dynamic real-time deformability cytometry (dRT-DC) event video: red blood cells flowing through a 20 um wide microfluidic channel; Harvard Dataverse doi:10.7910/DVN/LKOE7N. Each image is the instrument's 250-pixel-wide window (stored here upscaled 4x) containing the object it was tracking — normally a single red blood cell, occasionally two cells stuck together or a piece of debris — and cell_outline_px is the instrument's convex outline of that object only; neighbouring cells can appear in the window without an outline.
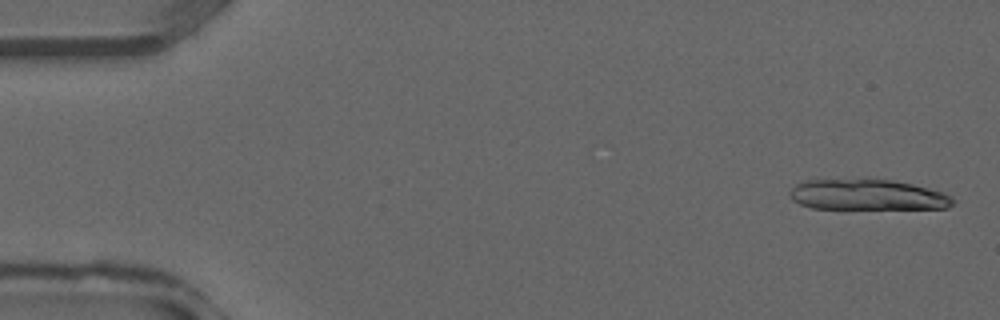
{"species": "common noctule bat (a hibernating species)", "species_latin": "Nyctalus noctula", "temperature_condition": "warm", "stored_images_in_passage": 37, "camera_frame_rate_fps": 3000, "um_per_image_px": 0.085, "animal": {"sex": "male", "forearm_length_mm": 52.5}, "frame": {"image": 1, "passage_image": 1, "time_ms": 0.0, "image_size_px": [1000, 320], "cell_outline_px": [[952, 204], [948, 208], [812, 208], [800, 204], [792, 200], [788, 192], [800, 180], [892, 180], [912, 184], [944, 192], [952, 196]], "centroid_in_image_um": [73.7, 16.56], "position_along_channel_um": 11.3, "area_um2": 28.78}}
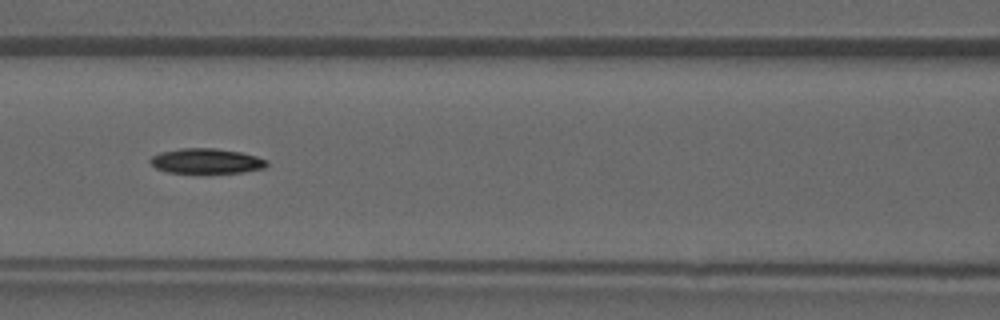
{"frame": {"image": 2, "passage_image": 16, "time_ms": 5.0, "image_size_px": [1000, 320], "cell_outline_px": [[268, 164], [264, 168], [244, 172], [168, 172], [156, 168], [148, 160], [152, 156], [160, 152], [180, 148], [216, 148], [240, 152], [256, 156], [268, 160]], "centroid_in_image_um": [17.55, 13.67], "position_along_channel_um": 149.1, "area_um2": 16.88}}
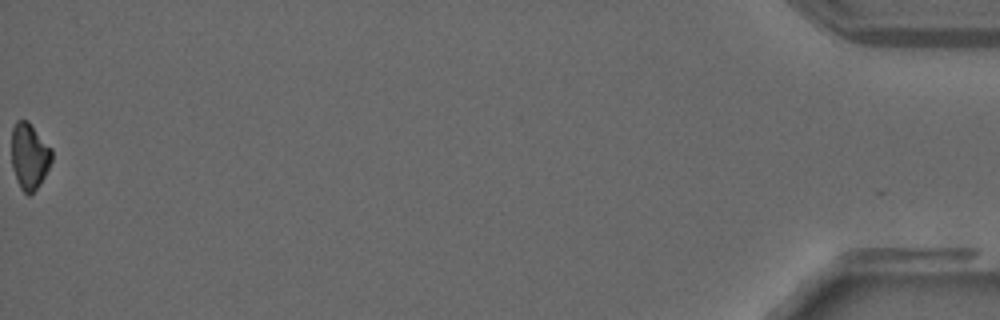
{"frame": {"image": 3, "passage_image": 37, "time_ms": 12.0, "image_size_px": [1000, 320], "cell_outline_px": [[52, 160], [44, 176], [36, 188], [28, 196], [20, 188], [16, 180], [12, 168], [12, 128], [16, 120], [28, 120], [52, 148]], "centroid_in_image_um": [2.49, 13.25], "position_along_channel_um": 432.7, "area_um2": 15.55}}